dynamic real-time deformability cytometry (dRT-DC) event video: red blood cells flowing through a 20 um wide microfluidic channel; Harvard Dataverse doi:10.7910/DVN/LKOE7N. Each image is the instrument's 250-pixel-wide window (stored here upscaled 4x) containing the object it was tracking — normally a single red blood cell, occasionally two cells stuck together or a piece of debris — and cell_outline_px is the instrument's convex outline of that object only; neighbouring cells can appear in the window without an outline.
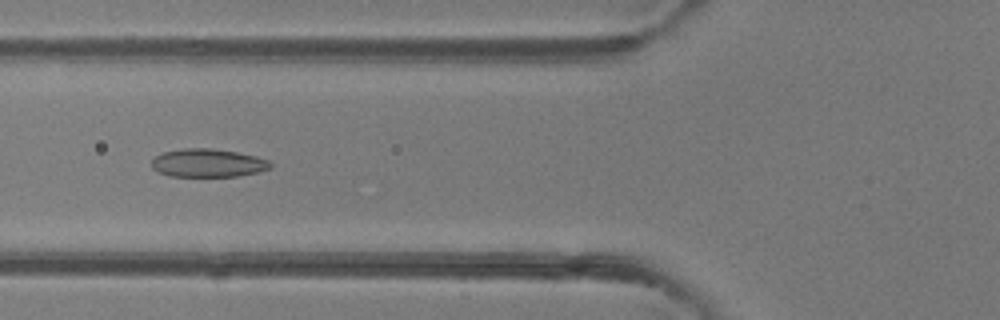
{"species": "common noctule bat (a hibernating species)", "species_latin": "Nyctalus noctula", "temperature_condition": "room temperature", "stored_images_in_passage": 48, "camera_frame_rate_fps": 3000, "um_per_image_px": 0.085, "animal": {"sex": "female"}, "frame": {"image": 1, "passage_image": 18, "time_ms": 5.667, "image_size_px": [1000, 320], "cell_outline_px": [[272, 168], [260, 172], [236, 176], [172, 176], [156, 172], [152, 168], [152, 160], [156, 156], [164, 152], [184, 148], [212, 148], [236, 152], [256, 156], [268, 160], [272, 164]], "centroid_in_image_um": [17.69, 13.85], "position_along_channel_um": 108.1, "area_um2": 19.59}}
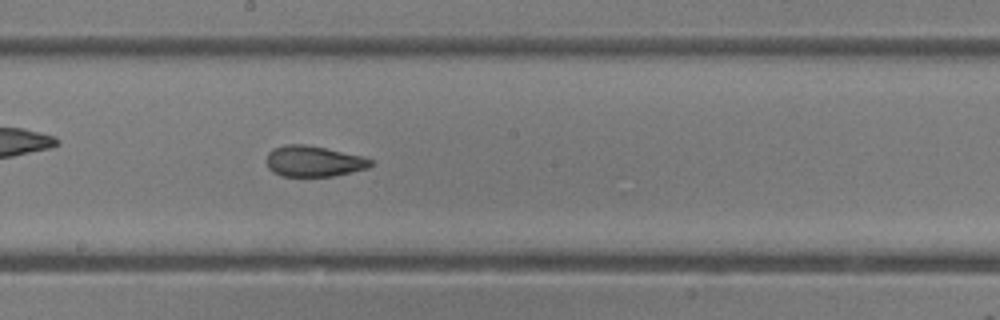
{"frame": {"image": 2, "passage_image": 26, "time_ms": 8.333, "image_size_px": [1000, 320], "cell_outline_px": [[372, 164], [368, 168], [332, 176], [280, 176], [272, 172], [268, 168], [264, 160], [268, 152], [272, 148], [284, 144], [304, 144], [364, 156], [372, 160]], "centroid_in_image_um": [26.59, 13.7], "position_along_channel_um": 221.6, "area_um2": 18.9}}
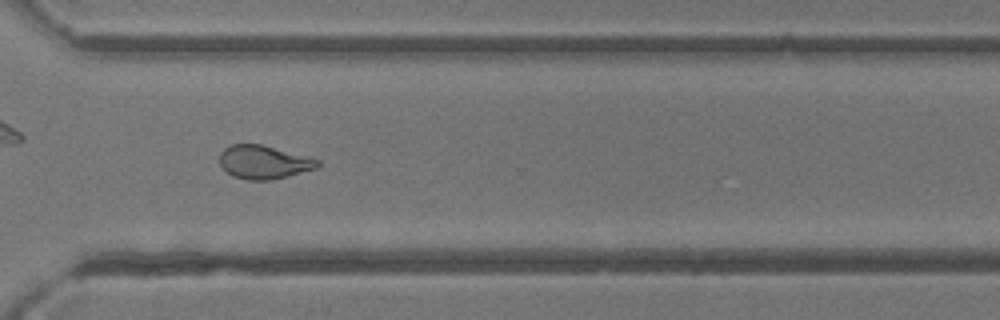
{"frame": {"image": 3, "passage_image": 35, "time_ms": 11.333, "image_size_px": [1000, 320], "cell_outline_px": [[320, 164], [316, 168], [288, 176], [272, 180], [248, 180], [232, 176], [220, 164], [220, 152], [224, 148], [232, 144], [260, 144], [320, 160]], "centroid_in_image_um": [22.4, 13.79], "position_along_channel_um": 348.2, "area_um2": 18.9}, "authors_computed_cell_mechanics": {"area_um2": 20.7213, "velocity_mm_per_s": 4.2438, "shape_relaxation_time_tau1_ms": null, "shape_relaxation_time_tau2_ms": 1.5309, "deformation_change_tau1": null, "deformation_change_tau2": 0.0778}}